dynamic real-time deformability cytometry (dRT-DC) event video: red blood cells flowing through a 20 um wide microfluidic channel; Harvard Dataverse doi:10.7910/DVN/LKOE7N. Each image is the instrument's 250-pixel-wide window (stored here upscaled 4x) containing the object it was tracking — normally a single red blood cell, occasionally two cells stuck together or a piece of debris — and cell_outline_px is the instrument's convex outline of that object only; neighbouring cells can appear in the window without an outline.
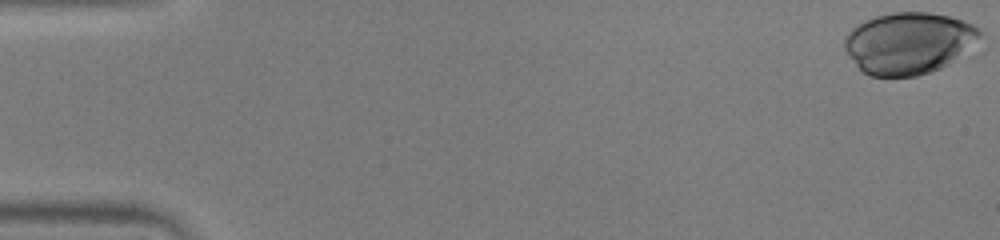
{"species": "human", "species_latin": "Homo sapiens", "temperature_condition": "warm", "stored_images_in_passage": 42, "camera_frame_rate_fps": 3000, "um_per_image_px": 0.085, "donor": {"sex": "male"}, "frame": {"image": 1, "passage_image": 1, "time_ms": 0.0, "image_size_px": [1000, 240], "cell_outline_px": [[980, 36], [948, 64], [940, 68], [916, 76], [872, 76], [864, 72], [856, 64], [844, 48], [844, 40], [848, 32], [856, 24], [864, 20], [876, 16], [892, 12], [928, 12], [948, 16], [972, 24], [980, 32]], "centroid_in_image_um": [77.16, 3.65], "position_along_channel_um": 7.8, "area_um2": 47.74}}
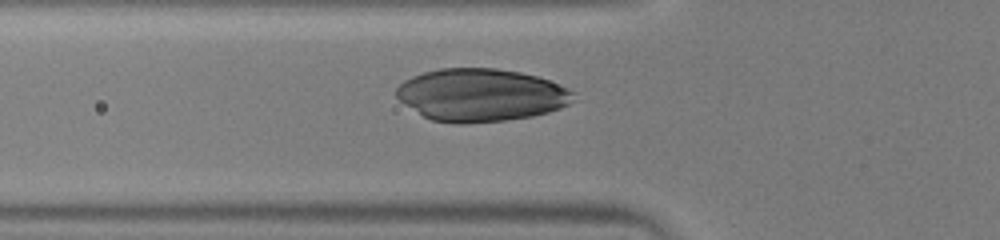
{"frame": {"image": 2, "passage_image": 19, "time_ms": 6.0, "image_size_px": [1000, 240], "cell_outline_px": [[576, 100], [560, 108], [548, 112], [532, 116], [504, 120], [464, 124], [456, 124], [432, 120], [424, 116], [404, 104], [396, 96], [396, 88], [404, 80], [412, 76], [424, 72], [440, 68], [496, 68], [520, 72], [536, 76], [548, 80], [568, 88], [576, 92]], "centroid_in_image_um": [40.89, 8.07], "position_along_channel_um": 84.9, "area_um2": 54.51}}
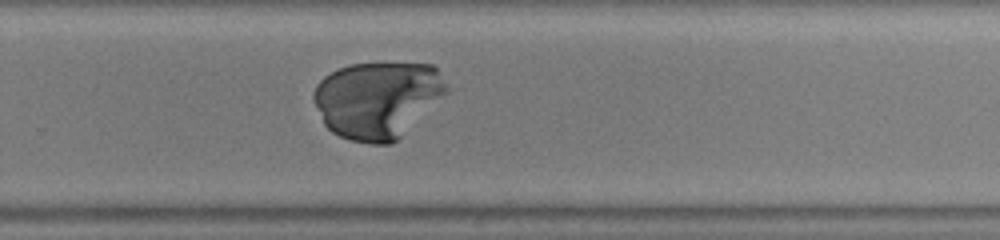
{"frame": {"image": 3, "passage_image": 35, "time_ms": 11.333, "image_size_px": [1000, 240], "cell_outline_px": [[448, 92], [444, 96], [392, 144], [372, 144], [352, 140], [340, 136], [332, 132], [324, 124], [312, 96], [312, 92], [316, 84], [324, 76], [348, 64], [432, 64], [436, 68], [448, 88]], "centroid_in_image_um": [32.07, 8.47], "position_along_channel_um": 297.7, "area_um2": 58.96}}